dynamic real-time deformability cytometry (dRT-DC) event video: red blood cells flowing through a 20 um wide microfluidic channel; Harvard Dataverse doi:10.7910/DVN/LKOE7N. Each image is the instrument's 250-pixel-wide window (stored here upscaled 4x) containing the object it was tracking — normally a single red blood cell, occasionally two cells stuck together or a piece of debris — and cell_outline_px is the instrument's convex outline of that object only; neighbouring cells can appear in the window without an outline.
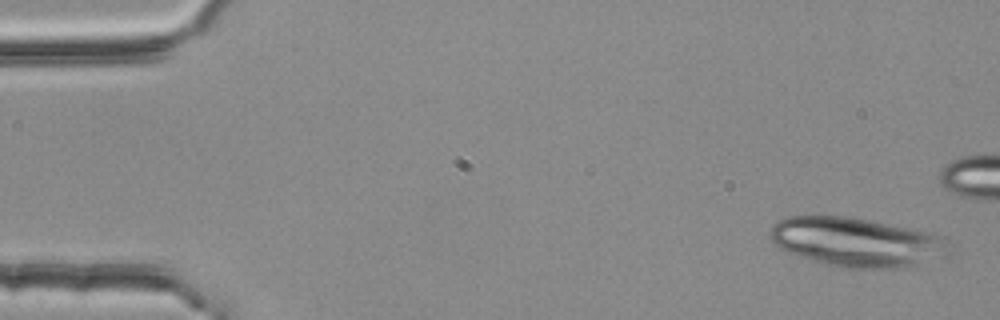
{"species": "common noctule bat (a hibernating species)", "species_latin": "Nyctalus noctula", "temperature_condition": "room temperature", "stored_images_in_passage": 5, "camera_frame_rate_fps": 3000, "um_per_image_px": 0.085, "animal": {"sex": "female", "body_mass_g": 25.1}, "frame": {"image": 1, "passage_image": 1, "time_ms": 0.0, "image_size_px": [1000, 320], "cell_outline_px": [[952, 256], [896, 268], [844, 268], [824, 264], [784, 252], [772, 240], [772, 228], [776, 220], [784, 216], [844, 216], [868, 220], [888, 224], [944, 236], [948, 240], [952, 252]], "centroid_in_image_um": [72.83, 20.59], "position_along_channel_um": 12.2, "area_um2": 51.38}}